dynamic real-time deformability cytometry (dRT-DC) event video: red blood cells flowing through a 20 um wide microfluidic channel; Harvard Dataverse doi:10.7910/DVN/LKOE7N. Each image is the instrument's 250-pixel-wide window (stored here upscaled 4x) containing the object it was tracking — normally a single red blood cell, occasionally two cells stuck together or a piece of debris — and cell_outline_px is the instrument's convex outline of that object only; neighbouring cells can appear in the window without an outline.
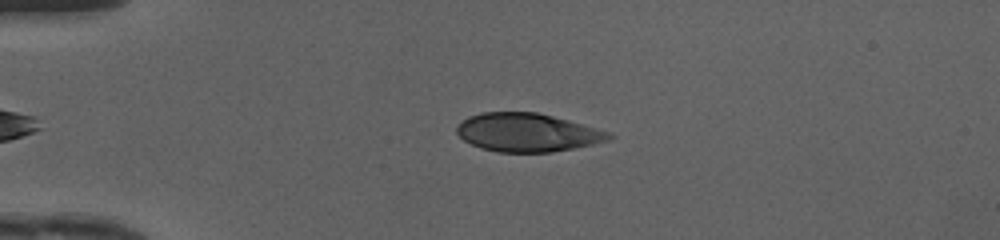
{"species": "human", "species_latin": "Homo sapiens", "temperature_condition": "cold", "stored_images_in_passage": 38, "camera_frame_rate_fps": 3000, "um_per_image_px": 0.085, "donor": {"sex": "female"}, "frame": {"image": 1, "passage_image": 6, "time_ms": 1.667, "image_size_px": [1000, 240], "cell_outline_px": [[616, 136], [608, 140], [592, 144], [552, 152], [496, 152], [480, 148], [464, 140], [456, 132], [456, 128], [468, 116], [480, 112], [536, 112], [568, 120], [608, 132]], "centroid_in_image_um": [44.79, 11.26], "position_along_channel_um": 40.2, "area_um2": 33.76}}
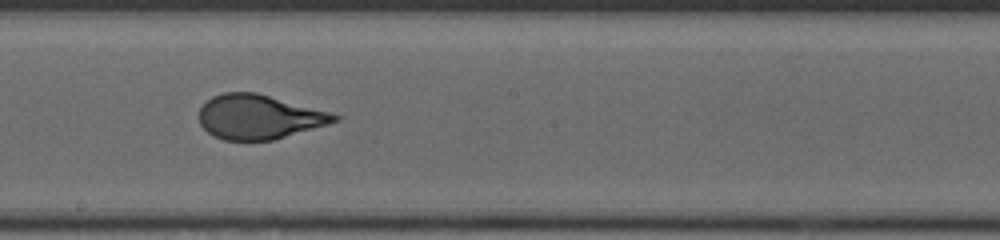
{"frame": {"image": 2, "passage_image": 22, "time_ms": 7.0, "image_size_px": [1000, 240], "cell_outline_px": [[344, 116], [340, 120], [328, 124], [272, 140], [224, 140], [212, 136], [200, 124], [200, 108], [212, 96], [224, 92], [256, 92]], "centroid_in_image_um": [22.02, 9.93], "position_along_channel_um": 226.2, "area_um2": 34.8}}
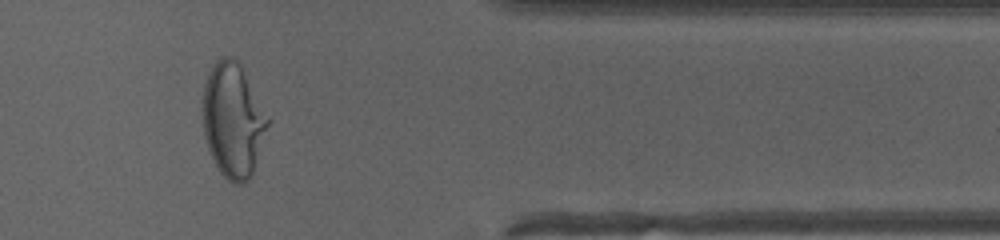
{"frame": {"image": 3, "passage_image": 35, "time_ms": 11.333, "image_size_px": [1000, 240], "cell_outline_px": [[272, 120], [252, 176], [244, 184], [232, 184], [220, 172], [208, 148], [204, 136], [204, 84], [208, 72], [212, 64], [220, 56], [228, 56], [236, 60], [240, 64]], "centroid_in_image_um": [19.86, 10.23], "position_along_channel_um": 391.5, "area_um2": 43.81}, "authors_computed_cell_mechanics": {"area_um2": 35.4025, "velocity_mm_per_s": 4.19, "shape_relaxation_time_tau1_ms": 6.9237, "shape_relaxation_time_tau2_ms": null, "deformation_change_tau1": 0.2528, "deformation_change_tau2": null}}